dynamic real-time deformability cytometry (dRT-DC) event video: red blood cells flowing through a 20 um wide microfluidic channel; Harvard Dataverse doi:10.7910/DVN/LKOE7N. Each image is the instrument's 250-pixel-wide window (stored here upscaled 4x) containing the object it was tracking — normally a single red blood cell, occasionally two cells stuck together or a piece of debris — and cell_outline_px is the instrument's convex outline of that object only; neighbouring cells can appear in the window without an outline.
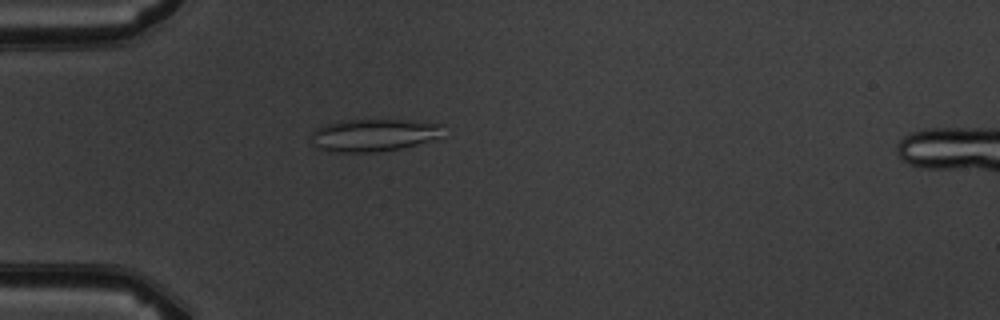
{"species": "common noctule bat (a hibernating species)", "species_latin": "Nyctalus noctula", "temperature_condition": "warm", "stored_images_in_passage": 5, "camera_frame_rate_fps": 3000, "um_per_image_px": 0.085, "animal": {"sex": "male", "body_mass_g": 19.5, "forearm_length_mm": 54.6}, "frame": {"image": 1, "passage_image": 5, "time_ms": 4.667, "image_size_px": [1000, 320], "cell_outline_px": [[444, 124], [440, 136], [416, 144], [400, 148], [376, 152], [328, 152], [316, 148], [312, 144], [312, 132], [316, 128], [324, 124], [340, 120], [408, 120]], "centroid_in_image_um": [31.69, 11.48], "position_along_channel_um": 53.3, "area_um2": 25.03}}